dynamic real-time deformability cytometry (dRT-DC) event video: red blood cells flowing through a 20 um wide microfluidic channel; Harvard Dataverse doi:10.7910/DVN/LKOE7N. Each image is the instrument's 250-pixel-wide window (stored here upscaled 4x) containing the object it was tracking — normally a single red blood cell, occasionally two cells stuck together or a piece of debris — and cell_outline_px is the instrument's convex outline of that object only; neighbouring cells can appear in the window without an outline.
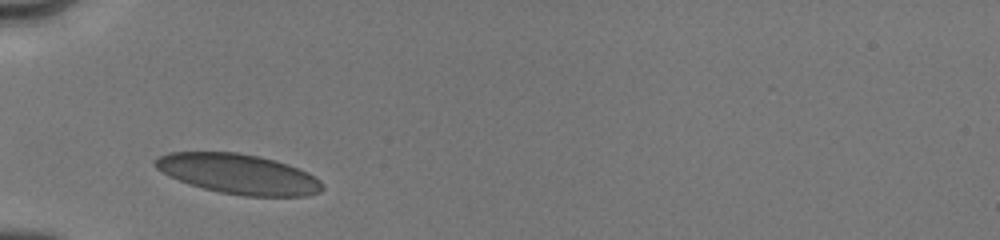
{"species": "human", "species_latin": "Homo sapiens", "temperature_condition": "cold", "stored_images_in_passage": 7, "camera_frame_rate_fps": 3000, "um_per_image_px": 0.085, "donor": {"sex": "male"}, "frame": {"image": 1, "passage_image": 1, "time_ms": 0.0, "image_size_px": [1000, 240], "cell_outline_px": [[324, 188], [320, 192], [308, 196], [244, 196], [220, 192], [188, 184], [156, 168], [152, 164], [160, 156], [168, 152], [236, 152], [260, 156], [276, 160], [288, 164], [308, 172], [320, 180], [324, 184]], "centroid_in_image_um": [20.32, 14.79], "position_along_channel_um": 64.7, "area_um2": 38.9}}
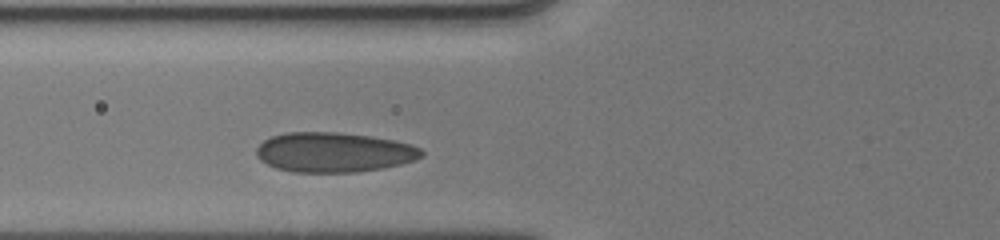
{"frame": {"image": 2, "passage_image": 4, "time_ms": 1.0, "image_size_px": [1000, 240], "cell_outline_px": [[424, 156], [400, 164], [380, 168], [356, 172], [292, 172], [276, 168], [260, 160], [256, 156], [256, 148], [264, 140], [272, 136], [288, 132], [340, 132], [372, 136], [396, 140], [420, 148], [424, 152]], "centroid_in_image_um": [28.36, 12.93], "position_along_channel_um": 97.4, "area_um2": 38.32}}